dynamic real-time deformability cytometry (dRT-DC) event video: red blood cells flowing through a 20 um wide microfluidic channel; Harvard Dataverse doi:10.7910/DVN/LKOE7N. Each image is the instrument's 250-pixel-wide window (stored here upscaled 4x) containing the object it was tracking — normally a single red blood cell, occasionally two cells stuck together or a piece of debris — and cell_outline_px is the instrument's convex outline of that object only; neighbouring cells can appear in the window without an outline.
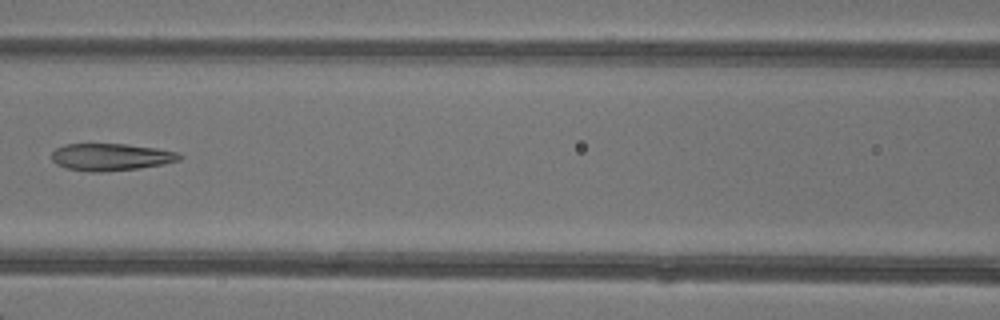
{"species": "common noctule bat (a hibernating species)", "species_latin": "Nyctalus noctula", "temperature_condition": "warm", "stored_images_in_passage": 5, "camera_frame_rate_fps": 3000, "um_per_image_px": 0.085, "animal": {"sex": "female"}, "frame": {"image": 1, "passage_image": 5, "time_ms": 5.667, "image_size_px": [1000, 320], "cell_outline_px": [[184, 156], [180, 160], [164, 164], [136, 168], [100, 172], [92, 172], [64, 168], [56, 164], [52, 160], [52, 152], [56, 148], [64, 144], [128, 144], [156, 148], [176, 152]], "centroid_in_image_um": [9.41, 13.34], "position_along_channel_um": 157.2, "area_um2": 20.23}}